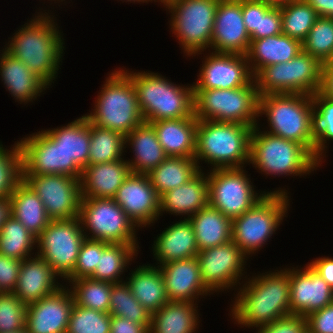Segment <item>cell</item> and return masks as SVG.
<instances>
[{
    "label": "cell",
    "instance_id": "obj_1",
    "mask_svg": "<svg viewBox=\"0 0 333 333\" xmlns=\"http://www.w3.org/2000/svg\"><path fill=\"white\" fill-rule=\"evenodd\" d=\"M268 272L242 281L230 307L235 324L258 328L291 315L290 268Z\"/></svg>",
    "mask_w": 333,
    "mask_h": 333
},
{
    "label": "cell",
    "instance_id": "obj_2",
    "mask_svg": "<svg viewBox=\"0 0 333 333\" xmlns=\"http://www.w3.org/2000/svg\"><path fill=\"white\" fill-rule=\"evenodd\" d=\"M42 11L11 36L5 50L22 61L48 86L54 83L64 56L63 34L54 15ZM55 18V19H54ZM57 26V27H56ZM62 34V35H61Z\"/></svg>",
    "mask_w": 333,
    "mask_h": 333
},
{
    "label": "cell",
    "instance_id": "obj_3",
    "mask_svg": "<svg viewBox=\"0 0 333 333\" xmlns=\"http://www.w3.org/2000/svg\"><path fill=\"white\" fill-rule=\"evenodd\" d=\"M135 87L139 109L145 122L180 119L194 115V89L177 85L154 72L121 69Z\"/></svg>",
    "mask_w": 333,
    "mask_h": 333
},
{
    "label": "cell",
    "instance_id": "obj_4",
    "mask_svg": "<svg viewBox=\"0 0 333 333\" xmlns=\"http://www.w3.org/2000/svg\"><path fill=\"white\" fill-rule=\"evenodd\" d=\"M253 128L241 123L198 120L195 160L211 169L242 168L249 163Z\"/></svg>",
    "mask_w": 333,
    "mask_h": 333
},
{
    "label": "cell",
    "instance_id": "obj_5",
    "mask_svg": "<svg viewBox=\"0 0 333 333\" xmlns=\"http://www.w3.org/2000/svg\"><path fill=\"white\" fill-rule=\"evenodd\" d=\"M259 117L266 115L269 134L295 141L314 156V108L312 95L267 94L259 96Z\"/></svg>",
    "mask_w": 333,
    "mask_h": 333
},
{
    "label": "cell",
    "instance_id": "obj_6",
    "mask_svg": "<svg viewBox=\"0 0 333 333\" xmlns=\"http://www.w3.org/2000/svg\"><path fill=\"white\" fill-rule=\"evenodd\" d=\"M256 125L251 134L249 164L257 172L269 176L309 175L320 163L303 145L259 131Z\"/></svg>",
    "mask_w": 333,
    "mask_h": 333
},
{
    "label": "cell",
    "instance_id": "obj_7",
    "mask_svg": "<svg viewBox=\"0 0 333 333\" xmlns=\"http://www.w3.org/2000/svg\"><path fill=\"white\" fill-rule=\"evenodd\" d=\"M96 97L88 121L127 136L144 122L132 80L119 68L110 72Z\"/></svg>",
    "mask_w": 333,
    "mask_h": 333
},
{
    "label": "cell",
    "instance_id": "obj_8",
    "mask_svg": "<svg viewBox=\"0 0 333 333\" xmlns=\"http://www.w3.org/2000/svg\"><path fill=\"white\" fill-rule=\"evenodd\" d=\"M258 109L259 94L255 80L234 89L194 90V116L197 120L241 123L254 128L259 124Z\"/></svg>",
    "mask_w": 333,
    "mask_h": 333
},
{
    "label": "cell",
    "instance_id": "obj_9",
    "mask_svg": "<svg viewBox=\"0 0 333 333\" xmlns=\"http://www.w3.org/2000/svg\"><path fill=\"white\" fill-rule=\"evenodd\" d=\"M289 197L284 193H266L251 209L232 219L231 240L247 257L257 253L278 230L287 217Z\"/></svg>",
    "mask_w": 333,
    "mask_h": 333
},
{
    "label": "cell",
    "instance_id": "obj_10",
    "mask_svg": "<svg viewBox=\"0 0 333 333\" xmlns=\"http://www.w3.org/2000/svg\"><path fill=\"white\" fill-rule=\"evenodd\" d=\"M323 64L302 51L292 60L262 68L255 76L258 94L313 95L322 85Z\"/></svg>",
    "mask_w": 333,
    "mask_h": 333
},
{
    "label": "cell",
    "instance_id": "obj_11",
    "mask_svg": "<svg viewBox=\"0 0 333 333\" xmlns=\"http://www.w3.org/2000/svg\"><path fill=\"white\" fill-rule=\"evenodd\" d=\"M220 0H177L166 7L171 32L188 57L210 51L216 9Z\"/></svg>",
    "mask_w": 333,
    "mask_h": 333
},
{
    "label": "cell",
    "instance_id": "obj_12",
    "mask_svg": "<svg viewBox=\"0 0 333 333\" xmlns=\"http://www.w3.org/2000/svg\"><path fill=\"white\" fill-rule=\"evenodd\" d=\"M247 171L242 168H217L207 173L209 205L231 220L251 209L266 193L289 194L286 189L255 191Z\"/></svg>",
    "mask_w": 333,
    "mask_h": 333
},
{
    "label": "cell",
    "instance_id": "obj_13",
    "mask_svg": "<svg viewBox=\"0 0 333 333\" xmlns=\"http://www.w3.org/2000/svg\"><path fill=\"white\" fill-rule=\"evenodd\" d=\"M79 219L87 239L139 247V228L113 198H82Z\"/></svg>",
    "mask_w": 333,
    "mask_h": 333
},
{
    "label": "cell",
    "instance_id": "obj_14",
    "mask_svg": "<svg viewBox=\"0 0 333 333\" xmlns=\"http://www.w3.org/2000/svg\"><path fill=\"white\" fill-rule=\"evenodd\" d=\"M86 239L79 217L51 220L37 237L38 256L65 280L75 268L82 242Z\"/></svg>",
    "mask_w": 333,
    "mask_h": 333
},
{
    "label": "cell",
    "instance_id": "obj_15",
    "mask_svg": "<svg viewBox=\"0 0 333 333\" xmlns=\"http://www.w3.org/2000/svg\"><path fill=\"white\" fill-rule=\"evenodd\" d=\"M22 180L37 194L51 220L79 217L82 193L79 178L68 175H22Z\"/></svg>",
    "mask_w": 333,
    "mask_h": 333
},
{
    "label": "cell",
    "instance_id": "obj_16",
    "mask_svg": "<svg viewBox=\"0 0 333 333\" xmlns=\"http://www.w3.org/2000/svg\"><path fill=\"white\" fill-rule=\"evenodd\" d=\"M196 258L202 281L213 294L236 289L235 286L242 284L240 280L247 278L242 276H245L244 268L249 257L232 240L201 250Z\"/></svg>",
    "mask_w": 333,
    "mask_h": 333
},
{
    "label": "cell",
    "instance_id": "obj_17",
    "mask_svg": "<svg viewBox=\"0 0 333 333\" xmlns=\"http://www.w3.org/2000/svg\"><path fill=\"white\" fill-rule=\"evenodd\" d=\"M211 53V54H210ZM202 61L194 90L234 89L249 85L254 76L246 55L210 52Z\"/></svg>",
    "mask_w": 333,
    "mask_h": 333
},
{
    "label": "cell",
    "instance_id": "obj_18",
    "mask_svg": "<svg viewBox=\"0 0 333 333\" xmlns=\"http://www.w3.org/2000/svg\"><path fill=\"white\" fill-rule=\"evenodd\" d=\"M113 199L140 229L159 219L160 197L147 174L130 173Z\"/></svg>",
    "mask_w": 333,
    "mask_h": 333
},
{
    "label": "cell",
    "instance_id": "obj_19",
    "mask_svg": "<svg viewBox=\"0 0 333 333\" xmlns=\"http://www.w3.org/2000/svg\"><path fill=\"white\" fill-rule=\"evenodd\" d=\"M250 42L243 20L242 0H220L212 30L211 50L246 55Z\"/></svg>",
    "mask_w": 333,
    "mask_h": 333
},
{
    "label": "cell",
    "instance_id": "obj_20",
    "mask_svg": "<svg viewBox=\"0 0 333 333\" xmlns=\"http://www.w3.org/2000/svg\"><path fill=\"white\" fill-rule=\"evenodd\" d=\"M303 268H290V311L306 317L333 302V289L308 264Z\"/></svg>",
    "mask_w": 333,
    "mask_h": 333
},
{
    "label": "cell",
    "instance_id": "obj_21",
    "mask_svg": "<svg viewBox=\"0 0 333 333\" xmlns=\"http://www.w3.org/2000/svg\"><path fill=\"white\" fill-rule=\"evenodd\" d=\"M69 286L27 304L26 329L29 333H66L71 310L75 303Z\"/></svg>",
    "mask_w": 333,
    "mask_h": 333
},
{
    "label": "cell",
    "instance_id": "obj_22",
    "mask_svg": "<svg viewBox=\"0 0 333 333\" xmlns=\"http://www.w3.org/2000/svg\"><path fill=\"white\" fill-rule=\"evenodd\" d=\"M65 153V175L81 178L88 165L90 122L85 115L65 126L43 130Z\"/></svg>",
    "mask_w": 333,
    "mask_h": 333
},
{
    "label": "cell",
    "instance_id": "obj_23",
    "mask_svg": "<svg viewBox=\"0 0 333 333\" xmlns=\"http://www.w3.org/2000/svg\"><path fill=\"white\" fill-rule=\"evenodd\" d=\"M164 280L166 294L172 302H197L212 292L204 285L196 257L171 261L158 266Z\"/></svg>",
    "mask_w": 333,
    "mask_h": 333
},
{
    "label": "cell",
    "instance_id": "obj_24",
    "mask_svg": "<svg viewBox=\"0 0 333 333\" xmlns=\"http://www.w3.org/2000/svg\"><path fill=\"white\" fill-rule=\"evenodd\" d=\"M22 175H65V153L43 130L18 141Z\"/></svg>",
    "mask_w": 333,
    "mask_h": 333
},
{
    "label": "cell",
    "instance_id": "obj_25",
    "mask_svg": "<svg viewBox=\"0 0 333 333\" xmlns=\"http://www.w3.org/2000/svg\"><path fill=\"white\" fill-rule=\"evenodd\" d=\"M59 278L51 265L35 253L22 260L13 293L27 305L58 291L63 286L57 282Z\"/></svg>",
    "mask_w": 333,
    "mask_h": 333
},
{
    "label": "cell",
    "instance_id": "obj_26",
    "mask_svg": "<svg viewBox=\"0 0 333 333\" xmlns=\"http://www.w3.org/2000/svg\"><path fill=\"white\" fill-rule=\"evenodd\" d=\"M130 173L125 159L88 164L80 178L82 198H114Z\"/></svg>",
    "mask_w": 333,
    "mask_h": 333
},
{
    "label": "cell",
    "instance_id": "obj_27",
    "mask_svg": "<svg viewBox=\"0 0 333 333\" xmlns=\"http://www.w3.org/2000/svg\"><path fill=\"white\" fill-rule=\"evenodd\" d=\"M157 235L152 246L157 266L171 261L196 257L199 253L193 225L189 219H183L170 225Z\"/></svg>",
    "mask_w": 333,
    "mask_h": 333
},
{
    "label": "cell",
    "instance_id": "obj_28",
    "mask_svg": "<svg viewBox=\"0 0 333 333\" xmlns=\"http://www.w3.org/2000/svg\"><path fill=\"white\" fill-rule=\"evenodd\" d=\"M0 76L7 91L20 104L33 102L46 88H49L26 64L13 57L4 48L0 54Z\"/></svg>",
    "mask_w": 333,
    "mask_h": 333
},
{
    "label": "cell",
    "instance_id": "obj_29",
    "mask_svg": "<svg viewBox=\"0 0 333 333\" xmlns=\"http://www.w3.org/2000/svg\"><path fill=\"white\" fill-rule=\"evenodd\" d=\"M159 202L160 216L166 211L189 219L209 204L207 174L200 170L186 184L162 194Z\"/></svg>",
    "mask_w": 333,
    "mask_h": 333
},
{
    "label": "cell",
    "instance_id": "obj_30",
    "mask_svg": "<svg viewBox=\"0 0 333 333\" xmlns=\"http://www.w3.org/2000/svg\"><path fill=\"white\" fill-rule=\"evenodd\" d=\"M168 156L194 158L196 151L195 116L150 122Z\"/></svg>",
    "mask_w": 333,
    "mask_h": 333
},
{
    "label": "cell",
    "instance_id": "obj_31",
    "mask_svg": "<svg viewBox=\"0 0 333 333\" xmlns=\"http://www.w3.org/2000/svg\"><path fill=\"white\" fill-rule=\"evenodd\" d=\"M303 49L302 42L285 34L251 40L246 58L255 76L262 68L292 60Z\"/></svg>",
    "mask_w": 333,
    "mask_h": 333
},
{
    "label": "cell",
    "instance_id": "obj_32",
    "mask_svg": "<svg viewBox=\"0 0 333 333\" xmlns=\"http://www.w3.org/2000/svg\"><path fill=\"white\" fill-rule=\"evenodd\" d=\"M128 145L134 154L132 160H126L131 173L148 174L168 157L153 126L145 121L125 136V148Z\"/></svg>",
    "mask_w": 333,
    "mask_h": 333
},
{
    "label": "cell",
    "instance_id": "obj_33",
    "mask_svg": "<svg viewBox=\"0 0 333 333\" xmlns=\"http://www.w3.org/2000/svg\"><path fill=\"white\" fill-rule=\"evenodd\" d=\"M129 275L125 282L130 287L134 297L150 313L158 311L169 302L161 270L158 266L151 264L139 265Z\"/></svg>",
    "mask_w": 333,
    "mask_h": 333
},
{
    "label": "cell",
    "instance_id": "obj_34",
    "mask_svg": "<svg viewBox=\"0 0 333 333\" xmlns=\"http://www.w3.org/2000/svg\"><path fill=\"white\" fill-rule=\"evenodd\" d=\"M197 305L169 301L152 313L149 333H196L200 323Z\"/></svg>",
    "mask_w": 333,
    "mask_h": 333
},
{
    "label": "cell",
    "instance_id": "obj_35",
    "mask_svg": "<svg viewBox=\"0 0 333 333\" xmlns=\"http://www.w3.org/2000/svg\"><path fill=\"white\" fill-rule=\"evenodd\" d=\"M9 200L11 215L37 238L51 221L43 202L23 180L17 185Z\"/></svg>",
    "mask_w": 333,
    "mask_h": 333
},
{
    "label": "cell",
    "instance_id": "obj_36",
    "mask_svg": "<svg viewBox=\"0 0 333 333\" xmlns=\"http://www.w3.org/2000/svg\"><path fill=\"white\" fill-rule=\"evenodd\" d=\"M199 251L231 240L232 220L209 204L189 218Z\"/></svg>",
    "mask_w": 333,
    "mask_h": 333
},
{
    "label": "cell",
    "instance_id": "obj_37",
    "mask_svg": "<svg viewBox=\"0 0 333 333\" xmlns=\"http://www.w3.org/2000/svg\"><path fill=\"white\" fill-rule=\"evenodd\" d=\"M199 171L195 158L168 156L147 175L160 197L162 194L186 184Z\"/></svg>",
    "mask_w": 333,
    "mask_h": 333
},
{
    "label": "cell",
    "instance_id": "obj_38",
    "mask_svg": "<svg viewBox=\"0 0 333 333\" xmlns=\"http://www.w3.org/2000/svg\"><path fill=\"white\" fill-rule=\"evenodd\" d=\"M138 249L136 244L108 243L99 252L97 267L90 278L110 283L123 282L121 274L127 271L128 264H132L130 262L137 256Z\"/></svg>",
    "mask_w": 333,
    "mask_h": 333
},
{
    "label": "cell",
    "instance_id": "obj_39",
    "mask_svg": "<svg viewBox=\"0 0 333 333\" xmlns=\"http://www.w3.org/2000/svg\"><path fill=\"white\" fill-rule=\"evenodd\" d=\"M125 136L117 131L90 123V151L88 164L123 159Z\"/></svg>",
    "mask_w": 333,
    "mask_h": 333
},
{
    "label": "cell",
    "instance_id": "obj_40",
    "mask_svg": "<svg viewBox=\"0 0 333 333\" xmlns=\"http://www.w3.org/2000/svg\"><path fill=\"white\" fill-rule=\"evenodd\" d=\"M36 240L37 238L11 215L0 229V254L20 260L32 257Z\"/></svg>",
    "mask_w": 333,
    "mask_h": 333
},
{
    "label": "cell",
    "instance_id": "obj_41",
    "mask_svg": "<svg viewBox=\"0 0 333 333\" xmlns=\"http://www.w3.org/2000/svg\"><path fill=\"white\" fill-rule=\"evenodd\" d=\"M282 17V34L303 42L316 19L314 8L305 0H293L279 4Z\"/></svg>",
    "mask_w": 333,
    "mask_h": 333
},
{
    "label": "cell",
    "instance_id": "obj_42",
    "mask_svg": "<svg viewBox=\"0 0 333 333\" xmlns=\"http://www.w3.org/2000/svg\"><path fill=\"white\" fill-rule=\"evenodd\" d=\"M78 306L108 313L111 288L114 283L95 280L90 277L80 279H65Z\"/></svg>",
    "mask_w": 333,
    "mask_h": 333
},
{
    "label": "cell",
    "instance_id": "obj_43",
    "mask_svg": "<svg viewBox=\"0 0 333 333\" xmlns=\"http://www.w3.org/2000/svg\"><path fill=\"white\" fill-rule=\"evenodd\" d=\"M108 313L150 328L152 313L134 297L125 280L112 285Z\"/></svg>",
    "mask_w": 333,
    "mask_h": 333
},
{
    "label": "cell",
    "instance_id": "obj_44",
    "mask_svg": "<svg viewBox=\"0 0 333 333\" xmlns=\"http://www.w3.org/2000/svg\"><path fill=\"white\" fill-rule=\"evenodd\" d=\"M312 100L315 132L314 157L321 163L326 157L324 155L328 148L327 141L333 140V100L320 91L312 95Z\"/></svg>",
    "mask_w": 333,
    "mask_h": 333
},
{
    "label": "cell",
    "instance_id": "obj_45",
    "mask_svg": "<svg viewBox=\"0 0 333 333\" xmlns=\"http://www.w3.org/2000/svg\"><path fill=\"white\" fill-rule=\"evenodd\" d=\"M303 50L322 64L333 60V18L318 17L302 42Z\"/></svg>",
    "mask_w": 333,
    "mask_h": 333
},
{
    "label": "cell",
    "instance_id": "obj_46",
    "mask_svg": "<svg viewBox=\"0 0 333 333\" xmlns=\"http://www.w3.org/2000/svg\"><path fill=\"white\" fill-rule=\"evenodd\" d=\"M7 149L0 143V199L9 198L22 181V154L19 142Z\"/></svg>",
    "mask_w": 333,
    "mask_h": 333
},
{
    "label": "cell",
    "instance_id": "obj_47",
    "mask_svg": "<svg viewBox=\"0 0 333 333\" xmlns=\"http://www.w3.org/2000/svg\"><path fill=\"white\" fill-rule=\"evenodd\" d=\"M111 315L74 303L66 333H110Z\"/></svg>",
    "mask_w": 333,
    "mask_h": 333
},
{
    "label": "cell",
    "instance_id": "obj_48",
    "mask_svg": "<svg viewBox=\"0 0 333 333\" xmlns=\"http://www.w3.org/2000/svg\"><path fill=\"white\" fill-rule=\"evenodd\" d=\"M27 305L14 293H0V333L26 328Z\"/></svg>",
    "mask_w": 333,
    "mask_h": 333
},
{
    "label": "cell",
    "instance_id": "obj_49",
    "mask_svg": "<svg viewBox=\"0 0 333 333\" xmlns=\"http://www.w3.org/2000/svg\"><path fill=\"white\" fill-rule=\"evenodd\" d=\"M107 242L85 239L79 250L74 271L66 279H80L90 277L97 267L99 252L107 245Z\"/></svg>",
    "mask_w": 333,
    "mask_h": 333
},
{
    "label": "cell",
    "instance_id": "obj_50",
    "mask_svg": "<svg viewBox=\"0 0 333 333\" xmlns=\"http://www.w3.org/2000/svg\"><path fill=\"white\" fill-rule=\"evenodd\" d=\"M282 17L279 5L267 0H259L258 29L250 35V40L282 34Z\"/></svg>",
    "mask_w": 333,
    "mask_h": 333
},
{
    "label": "cell",
    "instance_id": "obj_51",
    "mask_svg": "<svg viewBox=\"0 0 333 333\" xmlns=\"http://www.w3.org/2000/svg\"><path fill=\"white\" fill-rule=\"evenodd\" d=\"M256 329L257 333H304L307 330L306 317L291 314Z\"/></svg>",
    "mask_w": 333,
    "mask_h": 333
},
{
    "label": "cell",
    "instance_id": "obj_52",
    "mask_svg": "<svg viewBox=\"0 0 333 333\" xmlns=\"http://www.w3.org/2000/svg\"><path fill=\"white\" fill-rule=\"evenodd\" d=\"M20 259L0 254V293H13L21 268Z\"/></svg>",
    "mask_w": 333,
    "mask_h": 333
},
{
    "label": "cell",
    "instance_id": "obj_53",
    "mask_svg": "<svg viewBox=\"0 0 333 333\" xmlns=\"http://www.w3.org/2000/svg\"><path fill=\"white\" fill-rule=\"evenodd\" d=\"M306 324L310 333H333V302L306 316Z\"/></svg>",
    "mask_w": 333,
    "mask_h": 333
},
{
    "label": "cell",
    "instance_id": "obj_54",
    "mask_svg": "<svg viewBox=\"0 0 333 333\" xmlns=\"http://www.w3.org/2000/svg\"><path fill=\"white\" fill-rule=\"evenodd\" d=\"M242 14L246 30L251 35L258 29L259 0H242Z\"/></svg>",
    "mask_w": 333,
    "mask_h": 333
},
{
    "label": "cell",
    "instance_id": "obj_55",
    "mask_svg": "<svg viewBox=\"0 0 333 333\" xmlns=\"http://www.w3.org/2000/svg\"><path fill=\"white\" fill-rule=\"evenodd\" d=\"M110 333H149V328L145 324L111 315Z\"/></svg>",
    "mask_w": 333,
    "mask_h": 333
},
{
    "label": "cell",
    "instance_id": "obj_56",
    "mask_svg": "<svg viewBox=\"0 0 333 333\" xmlns=\"http://www.w3.org/2000/svg\"><path fill=\"white\" fill-rule=\"evenodd\" d=\"M333 289V258L319 257L308 263Z\"/></svg>",
    "mask_w": 333,
    "mask_h": 333
},
{
    "label": "cell",
    "instance_id": "obj_57",
    "mask_svg": "<svg viewBox=\"0 0 333 333\" xmlns=\"http://www.w3.org/2000/svg\"><path fill=\"white\" fill-rule=\"evenodd\" d=\"M320 92L333 100V60L323 64L322 85Z\"/></svg>",
    "mask_w": 333,
    "mask_h": 333
},
{
    "label": "cell",
    "instance_id": "obj_58",
    "mask_svg": "<svg viewBox=\"0 0 333 333\" xmlns=\"http://www.w3.org/2000/svg\"><path fill=\"white\" fill-rule=\"evenodd\" d=\"M319 17L333 18V0H305Z\"/></svg>",
    "mask_w": 333,
    "mask_h": 333
},
{
    "label": "cell",
    "instance_id": "obj_59",
    "mask_svg": "<svg viewBox=\"0 0 333 333\" xmlns=\"http://www.w3.org/2000/svg\"><path fill=\"white\" fill-rule=\"evenodd\" d=\"M11 216V204L9 198L0 199V229Z\"/></svg>",
    "mask_w": 333,
    "mask_h": 333
},
{
    "label": "cell",
    "instance_id": "obj_60",
    "mask_svg": "<svg viewBox=\"0 0 333 333\" xmlns=\"http://www.w3.org/2000/svg\"><path fill=\"white\" fill-rule=\"evenodd\" d=\"M150 2H161L163 6L166 8L169 4L177 1V0H149Z\"/></svg>",
    "mask_w": 333,
    "mask_h": 333
},
{
    "label": "cell",
    "instance_id": "obj_61",
    "mask_svg": "<svg viewBox=\"0 0 333 333\" xmlns=\"http://www.w3.org/2000/svg\"><path fill=\"white\" fill-rule=\"evenodd\" d=\"M268 2L275 4V5H279L285 2H289V1H293V0H267Z\"/></svg>",
    "mask_w": 333,
    "mask_h": 333
},
{
    "label": "cell",
    "instance_id": "obj_62",
    "mask_svg": "<svg viewBox=\"0 0 333 333\" xmlns=\"http://www.w3.org/2000/svg\"><path fill=\"white\" fill-rule=\"evenodd\" d=\"M121 1H122V0H121ZM124 1H126V2L128 1V2H130V3H131V2H134V3H135V2H137V3H140V2H142V3H148V2H149V0H124Z\"/></svg>",
    "mask_w": 333,
    "mask_h": 333
},
{
    "label": "cell",
    "instance_id": "obj_63",
    "mask_svg": "<svg viewBox=\"0 0 333 333\" xmlns=\"http://www.w3.org/2000/svg\"><path fill=\"white\" fill-rule=\"evenodd\" d=\"M12 333H29L28 330L25 328L23 330H19V331H16V332H12Z\"/></svg>",
    "mask_w": 333,
    "mask_h": 333
},
{
    "label": "cell",
    "instance_id": "obj_64",
    "mask_svg": "<svg viewBox=\"0 0 333 333\" xmlns=\"http://www.w3.org/2000/svg\"><path fill=\"white\" fill-rule=\"evenodd\" d=\"M48 1H54V3L56 4L57 2L59 3V2L65 1V0H48ZM55 1H57V2H55Z\"/></svg>",
    "mask_w": 333,
    "mask_h": 333
}]
</instances>
